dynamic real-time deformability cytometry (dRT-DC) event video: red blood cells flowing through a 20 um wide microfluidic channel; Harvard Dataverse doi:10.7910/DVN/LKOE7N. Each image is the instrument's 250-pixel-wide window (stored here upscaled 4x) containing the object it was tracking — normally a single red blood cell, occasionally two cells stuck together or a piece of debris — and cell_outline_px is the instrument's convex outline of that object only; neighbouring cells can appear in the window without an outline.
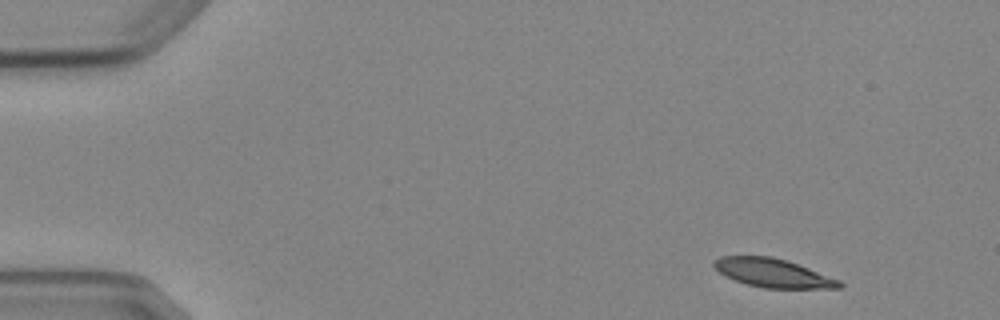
{"species": "Egyptian fruit bat (a non-hibernating species)", "species_latin": "Rousettus aegyptiacus", "temperature_condition": "cold", "stored_images_in_passage": 5, "segment_of_instrument_passage": [1, 2], "camera_frame_rate_fps": 3000, "um_per_image_px": 0.085, "animal": {"sex": "female"}, "frame": {"image": 1, "passage_image": 1, "time_ms": 0.0, "image_size_px": [1000, 320], "cell_outline_px": [[844, 284], [840, 288], [764, 288], [748, 284], [736, 280], [720, 272], [712, 264], [712, 260], [720, 256], [772, 256], [788, 260], [840, 280]], "centroid_in_image_um": [65.72, 23.19], "position_along_channel_um": 19.3, "area_um2": 20.81}}
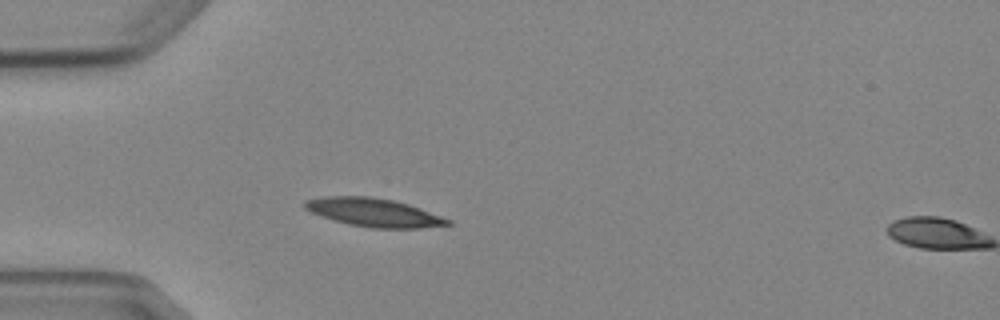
{"frame": {"image": 2, "passage_image": 4, "time_ms": 3.333, "image_size_px": [1000, 320], "cell_outline_px": [[452, 224], [420, 228], [372, 228], [348, 224], [332, 220], [320, 216], [304, 208], [300, 204], [304, 200], [324, 196], [372, 196], [392, 200], [408, 204], [420, 208], [452, 220]], "centroid_in_image_um": [31.72, 18.05], "position_along_channel_um": 53.3, "area_um2": 23.81}}